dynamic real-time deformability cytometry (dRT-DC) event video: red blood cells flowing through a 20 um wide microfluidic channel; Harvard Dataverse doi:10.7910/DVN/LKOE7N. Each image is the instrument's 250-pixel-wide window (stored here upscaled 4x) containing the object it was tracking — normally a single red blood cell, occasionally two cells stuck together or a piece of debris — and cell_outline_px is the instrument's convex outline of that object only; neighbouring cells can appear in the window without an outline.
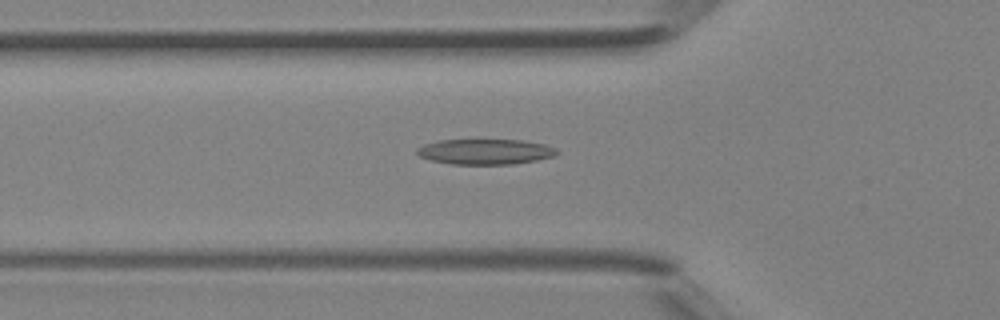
{"species": "Egyptian fruit bat (a non-hibernating species)", "species_latin": "Rousettus aegyptiacus", "temperature_condition": "room temperature", "stored_images_in_passage": 30, "camera_frame_rate_fps": 3000, "um_per_image_px": 0.085, "animal": {"sex": "female"}, "frame": {"image": 1, "passage_image": 3, "time_ms": 0.667, "image_size_px": [1000, 320], "cell_outline_px": [[560, 152], [556, 156], [536, 160], [512, 164], [452, 164], [432, 160], [420, 156], [416, 152], [416, 148], [424, 144], [440, 140], [524, 140], [544, 144], [556, 148]], "centroid_in_image_um": [41.28, 12.89], "position_along_channel_um": 84.5, "area_um2": 20.69}}
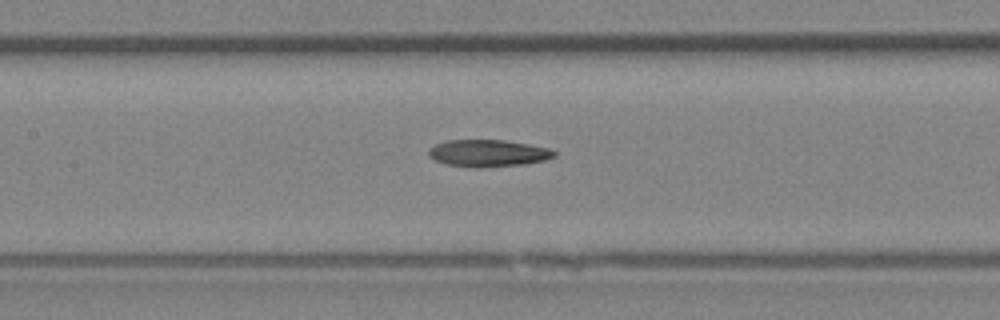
{"frame": {"image": 2, "passage_image": 8, "time_ms": 2.333, "image_size_px": [1000, 320], "cell_outline_px": [[556, 156], [544, 160], [524, 164], [448, 164], [436, 160], [428, 156], [428, 148], [436, 144], [448, 140], [504, 140], [528, 144], [548, 148], [556, 152]], "centroid_in_image_um": [41.5, 12.96], "position_along_channel_um": 165.9, "area_um2": 18.55}}
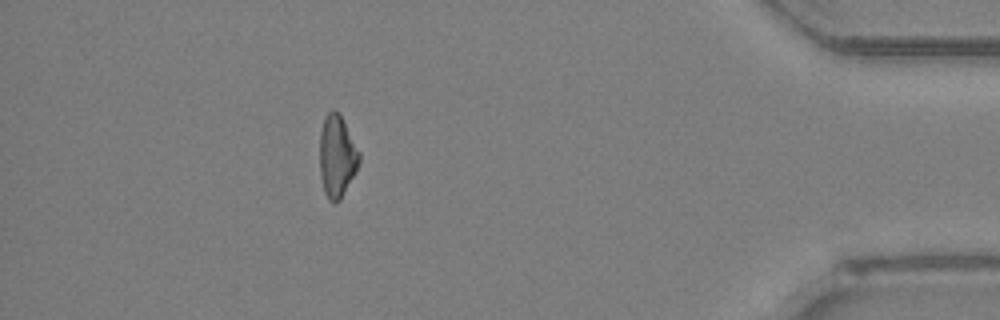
{"frame": {"image": 3, "passage_image": 26, "time_ms": 8.333, "image_size_px": [1000, 320], "cell_outline_px": [[360, 160], [356, 172], [340, 200], [336, 204], [332, 204], [328, 200], [324, 192], [320, 176], [320, 132], [324, 116], [332, 108], [340, 112], [360, 152]], "centroid_in_image_um": [28.64, 13.27], "position_along_channel_um": 406.6, "area_um2": 19.36}}